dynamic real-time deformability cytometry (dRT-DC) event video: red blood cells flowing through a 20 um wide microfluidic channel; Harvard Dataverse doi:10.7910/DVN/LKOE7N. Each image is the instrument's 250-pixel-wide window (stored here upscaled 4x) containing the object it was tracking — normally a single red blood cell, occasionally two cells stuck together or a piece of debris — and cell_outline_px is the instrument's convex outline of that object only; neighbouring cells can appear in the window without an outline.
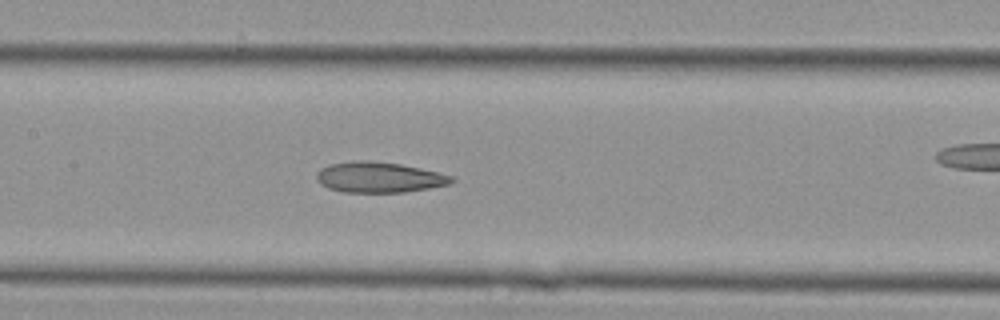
{"species": "Egyptian fruit bat (a non-hibernating species)", "species_latin": "Rousettus aegyptiacus", "temperature_condition": "cold", "stored_images_in_passage": 31, "camera_frame_rate_fps": 3000, "um_per_image_px": 0.085, "animal": {"sex": "female"}, "frame": {"image": 1, "passage_image": 18, "time_ms": 5.667, "image_size_px": [1000, 320], "cell_outline_px": [[456, 180], [448, 184], [428, 188], [404, 192], [344, 192], [328, 188], [320, 184], [316, 180], [316, 172], [320, 168], [328, 164], [352, 160], [368, 160], [400, 164], [420, 168], [452, 176]], "centroid_in_image_um": [32.15, 15.06], "position_along_channel_um": 175.2, "area_um2": 24.1}}
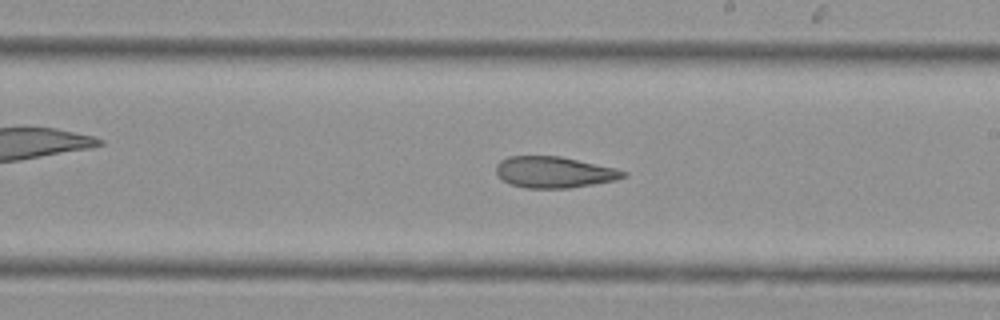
{"frame": {"image": 2, "passage_image": 22, "time_ms": 7.0, "image_size_px": [1000, 320], "cell_outline_px": [[628, 172], [624, 176], [616, 180], [568, 188], [524, 188], [512, 184], [504, 180], [496, 172], [496, 164], [500, 160], [508, 156], [560, 156], [616, 168]], "centroid_in_image_um": [47.09, 14.63], "position_along_channel_um": 241.9, "area_um2": 23.0}}